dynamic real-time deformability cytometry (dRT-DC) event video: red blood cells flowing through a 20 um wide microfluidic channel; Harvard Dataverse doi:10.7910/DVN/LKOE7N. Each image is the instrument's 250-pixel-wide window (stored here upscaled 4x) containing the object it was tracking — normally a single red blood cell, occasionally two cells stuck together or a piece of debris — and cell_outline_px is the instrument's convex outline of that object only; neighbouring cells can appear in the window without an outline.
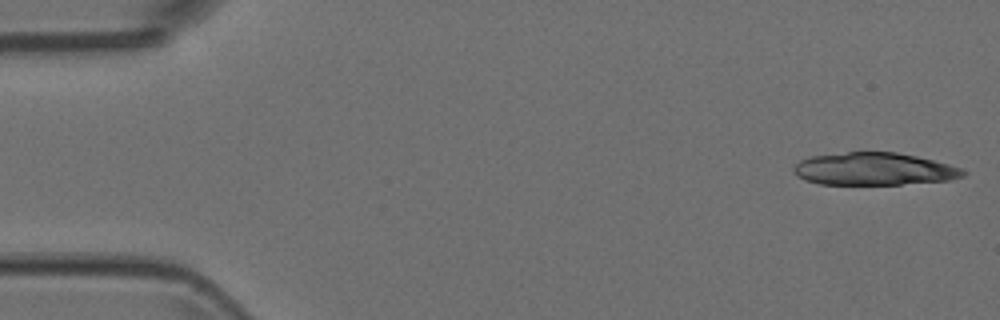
{"species": "Egyptian fruit bat (a non-hibernating species)", "species_latin": "Rousettus aegyptiacus", "temperature_condition": "room temperature", "stored_images_in_passage": 5, "camera_frame_rate_fps": 3000, "um_per_image_px": 0.085, "animal": {"sex": "female"}, "frame": {"image": 1, "passage_image": 1, "time_ms": 0.0, "image_size_px": [1000, 320], "cell_outline_px": [[968, 172], [964, 176], [948, 180], [900, 184], [820, 184], [804, 180], [796, 176], [792, 168], [800, 160], [812, 156], [848, 152], [896, 152], [916, 156], [948, 164], [960, 168]], "centroid_in_image_um": [74.27, 14.36], "position_along_channel_um": 10.7, "area_um2": 31.96}}